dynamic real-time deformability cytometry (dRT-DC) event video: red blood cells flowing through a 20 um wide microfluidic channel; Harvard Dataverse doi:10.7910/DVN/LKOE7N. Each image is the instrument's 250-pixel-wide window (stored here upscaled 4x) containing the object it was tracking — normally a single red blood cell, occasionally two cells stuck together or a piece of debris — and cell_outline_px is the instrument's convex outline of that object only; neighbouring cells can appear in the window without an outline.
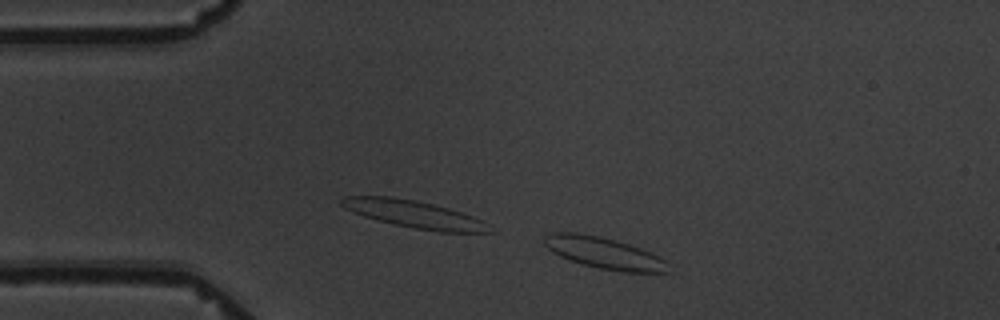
{"species": "common noctule bat (a hibernating species)", "species_latin": "Nyctalus noctula", "temperature_condition": "warm", "stored_images_in_passage": 2, "camera_frame_rate_fps": 3000, "um_per_image_px": 0.085, "animal": {"sex": "male", "body_mass_g": 19.5, "forearm_length_mm": 54.6}, "frame": {"image": 1, "passage_image": 1, "time_ms": 0.0, "image_size_px": [1000, 320], "cell_outline_px": [[668, 272], [620, 272], [580, 264], [568, 260], [552, 252], [544, 244], [544, 236], [548, 232], [576, 232], [600, 236], [616, 240], [640, 248], [664, 260]], "centroid_in_image_um": [51.24, 21.49], "position_along_channel_um": 33.8, "area_um2": 22.6}}